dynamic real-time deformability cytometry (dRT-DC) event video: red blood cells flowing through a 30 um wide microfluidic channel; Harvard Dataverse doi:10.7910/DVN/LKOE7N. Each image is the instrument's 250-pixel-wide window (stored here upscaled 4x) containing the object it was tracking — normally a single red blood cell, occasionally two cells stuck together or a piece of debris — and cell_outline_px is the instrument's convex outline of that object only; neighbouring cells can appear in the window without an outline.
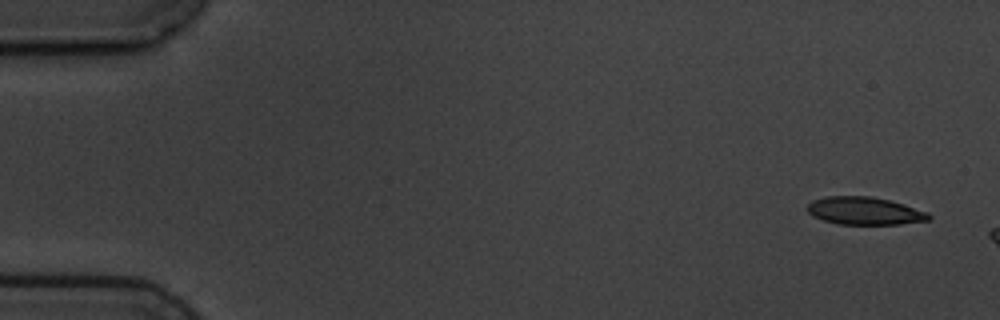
{"species": "common noctule bat (a hibernating species)", "species_latin": "Nyctalus noctula", "temperature_condition": "cold", "stored_images_in_passage": 3, "camera_frame_rate_fps": 3000, "um_per_image_px": 0.085, "animal": {"sex": "male", "body_mass_g": 19.5, "forearm_length_mm": 54.6}, "frame": {"image": 1, "passage_image": 1, "time_ms": 0.0, "image_size_px": [1000, 320], "cell_outline_px": [[932, 216], [928, 220], [900, 224], [836, 224], [812, 216], [804, 208], [812, 200], [824, 196], [872, 196], [904, 204], [928, 212]], "centroid_in_image_um": [73.45, 17.92], "position_along_channel_um": 11.6, "area_um2": 19.77}}